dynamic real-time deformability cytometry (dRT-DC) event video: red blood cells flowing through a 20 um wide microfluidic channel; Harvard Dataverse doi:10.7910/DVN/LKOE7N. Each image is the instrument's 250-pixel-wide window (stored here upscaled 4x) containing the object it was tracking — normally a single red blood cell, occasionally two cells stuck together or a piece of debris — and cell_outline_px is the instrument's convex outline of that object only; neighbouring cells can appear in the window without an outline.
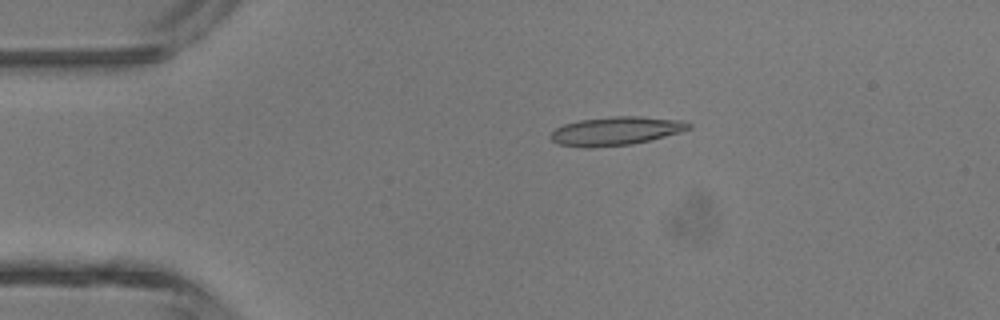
{"species": "common noctule bat (a hibernating species)", "species_latin": "Nyctalus noctula", "temperature_condition": "room temperature", "stored_images_in_passage": 4, "camera_frame_rate_fps": 3000, "um_per_image_px": 0.085, "animal": {"sex": "male", "body_mass_g": 13.3}, "frame": {"image": 1, "passage_image": 2, "time_ms": 2.333, "image_size_px": [1000, 320], "cell_outline_px": [[692, 128], [680, 132], [632, 144], [592, 148], [584, 148], [560, 144], [552, 140], [548, 136], [556, 128], [564, 124], [580, 120], [612, 116], [640, 116], [684, 120], [692, 124]], "centroid_in_image_um": [52.36, 11.13], "position_along_channel_um": 32.6, "area_um2": 23.06}}
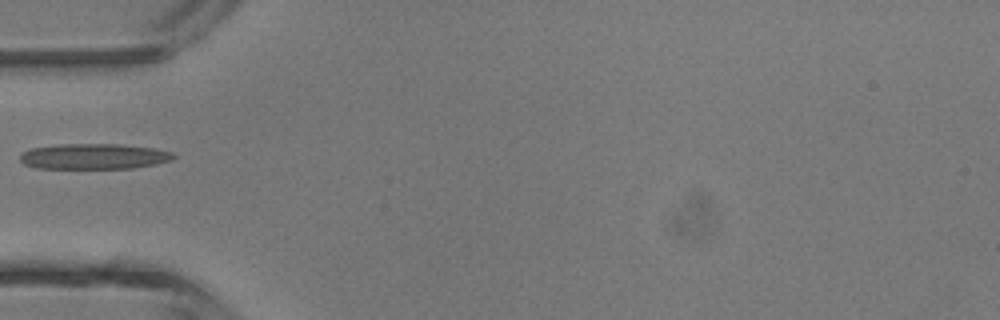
{"frame": {"image": 2, "passage_image": 4, "time_ms": 4.333, "image_size_px": [1000, 320], "cell_outline_px": [[176, 156], [172, 160], [156, 164], [132, 168], [36, 168], [24, 164], [20, 160], [20, 152], [32, 148], [60, 144], [120, 144], [152, 148], [172, 152]], "centroid_in_image_um": [7.96, 13.29], "position_along_channel_um": 77.0, "area_um2": 22.83}}